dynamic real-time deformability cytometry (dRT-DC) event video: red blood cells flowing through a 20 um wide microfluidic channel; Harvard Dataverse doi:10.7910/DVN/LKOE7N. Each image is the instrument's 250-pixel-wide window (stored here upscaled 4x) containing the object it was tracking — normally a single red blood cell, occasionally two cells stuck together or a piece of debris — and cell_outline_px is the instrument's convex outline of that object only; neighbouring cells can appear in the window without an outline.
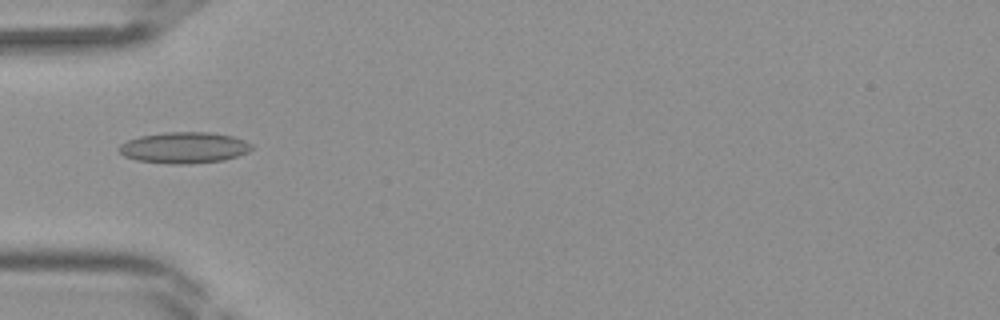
{"species": "Egyptian fruit bat (a non-hibernating species)", "species_latin": "Rousettus aegyptiacus", "temperature_condition": "room temperature", "stored_images_in_passage": 32, "camera_frame_rate_fps": 3000, "um_per_image_px": 0.085, "frame": {"image": 1, "passage_image": 4, "time_ms": 1.0, "image_size_px": [1000, 320], "cell_outline_px": [[252, 148], [248, 152], [224, 160], [188, 164], [172, 164], [136, 160], [124, 156], [116, 148], [120, 144], [128, 140], [140, 136], [164, 132], [208, 132], [232, 136], [244, 140], [252, 144]], "centroid_in_image_um": [15.63, 12.55], "position_along_channel_um": 69.4, "area_um2": 24.1}}
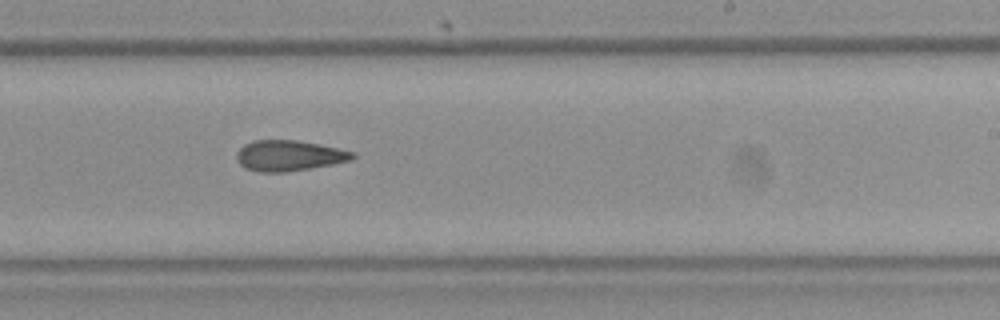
{"frame": {"image": 2, "passage_image": 16, "time_ms": 5.0, "image_size_px": [1000, 320], "cell_outline_px": [[356, 156], [352, 160], [332, 164], [284, 172], [260, 172], [244, 168], [236, 160], [236, 152], [244, 144], [252, 140], [296, 140], [320, 144], [356, 152]], "centroid_in_image_um": [24.55, 13.22], "position_along_channel_um": 264.4, "area_um2": 20.81}}
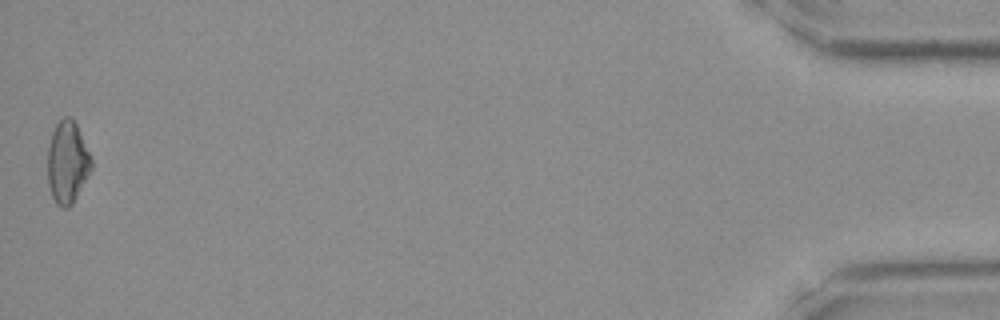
{"frame": {"image": 3, "passage_image": 32, "time_ms": 10.333, "image_size_px": [1000, 320], "cell_outline_px": [[92, 168], [72, 204], [68, 208], [60, 208], [56, 204], [52, 196], [48, 184], [48, 148], [52, 132], [56, 124], [64, 116], [72, 116], [76, 124], [92, 160]], "centroid_in_image_um": [5.71, 13.8], "position_along_channel_um": 429.5, "area_um2": 20.81}}